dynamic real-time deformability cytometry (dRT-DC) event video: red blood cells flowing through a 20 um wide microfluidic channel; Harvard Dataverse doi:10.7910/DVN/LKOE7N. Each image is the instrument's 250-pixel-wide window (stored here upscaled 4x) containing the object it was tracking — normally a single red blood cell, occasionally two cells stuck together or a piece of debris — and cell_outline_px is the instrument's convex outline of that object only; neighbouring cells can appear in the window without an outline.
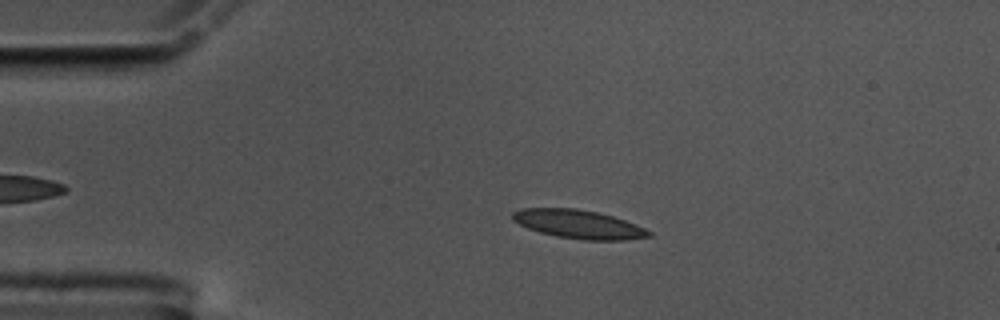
{"species": "common noctule bat (a hibernating species)", "species_latin": "Nyctalus noctula", "temperature_condition": "cold", "stored_images_in_passage": 50, "camera_frame_rate_fps": 3000, "um_per_image_px": 0.085, "animal": {"sex": "male", "body_mass_g": 17.5, "forearm_length_mm": 52.3}, "frame": {"image": 1, "passage_image": 11, "time_ms": 3.333, "image_size_px": [1000, 320], "cell_outline_px": [[652, 236], [624, 240], [584, 240], [556, 236], [540, 232], [528, 228], [512, 220], [512, 212], [520, 208], [576, 208], [596, 212], [612, 216], [636, 224], [652, 232]], "centroid_in_image_um": [49.17, 19.06], "position_along_channel_um": 35.8, "area_um2": 22.66}}
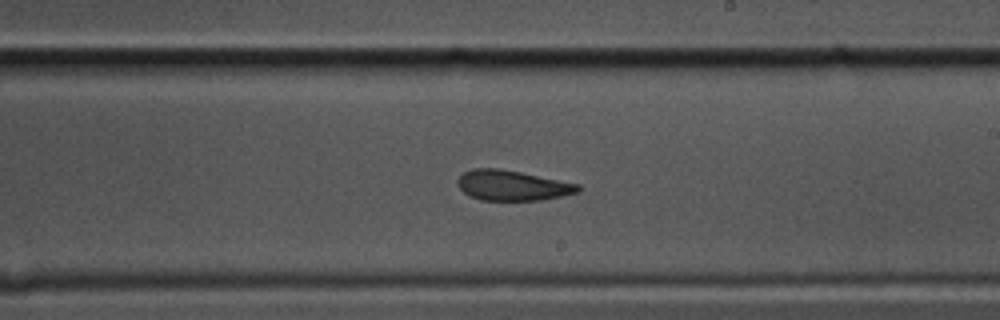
{"frame": {"image": 2, "passage_image": 32, "time_ms": 10.333, "image_size_px": [1000, 320], "cell_outline_px": [[580, 192], [564, 196], [540, 200], [480, 200], [468, 196], [456, 184], [456, 180], [464, 172], [472, 168], [500, 168], [580, 184]], "centroid_in_image_um": [43.54, 15.76], "position_along_channel_um": 245.5, "area_um2": 21.39}}
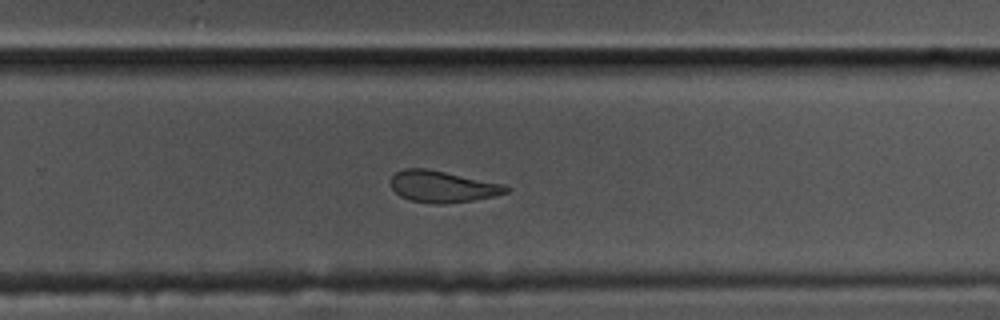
{"frame": {"image": 3, "passage_image": 36, "time_ms": 11.667, "image_size_px": [1000, 320], "cell_outline_px": [[508, 192], [492, 196], [472, 200], [440, 204], [436, 204], [408, 200], [400, 196], [392, 188], [392, 176], [396, 172], [404, 168], [428, 168], [504, 184], [508, 188]], "centroid_in_image_um": [37.58, 15.85], "position_along_channel_um": 292.2, "area_um2": 21.04}, "authors_computed_cell_mechanics": {"area_um2": 21.8484, "velocity_mm_per_s": 3.5107, "shape_relaxation_time_tau1_ms": null, "shape_relaxation_time_tau2_ms": 3.7306, "deformation_change_tau1": null, "deformation_change_tau2": 0.1026}}